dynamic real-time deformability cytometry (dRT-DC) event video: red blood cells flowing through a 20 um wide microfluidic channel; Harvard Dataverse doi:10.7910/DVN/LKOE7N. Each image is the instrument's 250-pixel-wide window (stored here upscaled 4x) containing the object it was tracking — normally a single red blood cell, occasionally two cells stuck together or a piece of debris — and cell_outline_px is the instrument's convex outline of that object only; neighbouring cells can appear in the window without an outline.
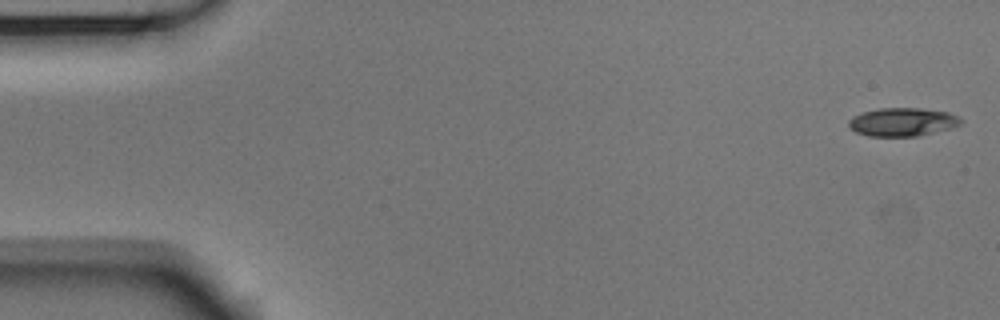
{"species": "Egyptian fruit bat (a non-hibernating species)", "species_latin": "Rousettus aegyptiacus", "temperature_condition": "room temperature", "stored_images_in_passage": 55, "segment_of_instrument_passage": [1, 2], "camera_frame_rate_fps": 3000, "um_per_image_px": 0.085, "animal": {"sex": "male"}, "frame": {"image": 1, "passage_image": 1, "time_ms": 0.0, "image_size_px": [1000, 320], "cell_outline_px": [[964, 120], [960, 124], [948, 128], [920, 136], [868, 136], [856, 132], [848, 128], [848, 120], [852, 116], [864, 112], [880, 108], [920, 108], [948, 112]], "centroid_in_image_um": [76.67, 10.37], "position_along_channel_um": 8.3, "area_um2": 18.5}}
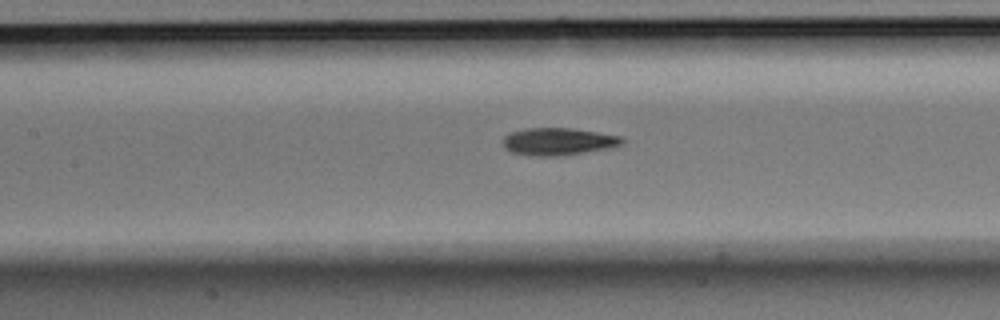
{"frame": {"image": 2, "passage_image": 24, "time_ms": 7.667, "image_size_px": [1000, 320], "cell_outline_px": [[624, 144], [608, 148], [564, 156], [528, 156], [512, 152], [504, 148], [504, 136], [508, 132], [524, 128], [572, 128], [624, 136]], "centroid_in_image_um": [47.46, 12.03], "position_along_channel_um": 159.9, "area_um2": 19.36}}
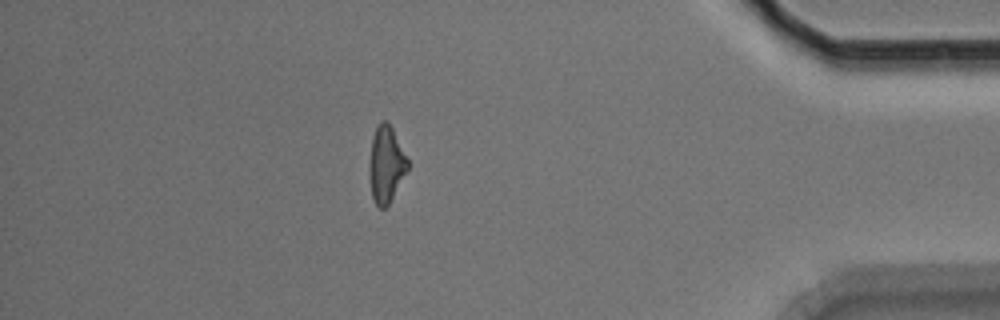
{"frame": {"image": 3, "passage_image": 47, "time_ms": 15.333, "image_size_px": [1000, 320], "cell_outline_px": [[408, 168], [388, 204], [384, 208], [380, 208], [376, 204], [372, 196], [368, 172], [368, 168], [372, 136], [380, 120], [388, 120], [408, 160]], "centroid_in_image_um": [32.78, 13.93], "position_along_channel_um": 402.4, "area_um2": 16.94}}